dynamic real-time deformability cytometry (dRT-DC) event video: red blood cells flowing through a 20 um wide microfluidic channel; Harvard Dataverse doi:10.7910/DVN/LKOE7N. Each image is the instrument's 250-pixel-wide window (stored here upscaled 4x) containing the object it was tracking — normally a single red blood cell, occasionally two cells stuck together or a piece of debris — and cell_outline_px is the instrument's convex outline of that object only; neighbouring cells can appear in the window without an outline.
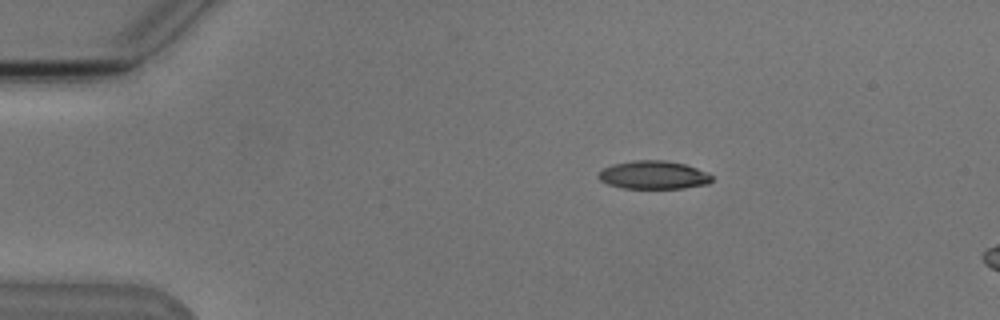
{"species": "Egyptian fruit bat (a non-hibernating species)", "species_latin": "Rousettus aegyptiacus", "temperature_condition": "cold", "stored_images_in_passage": 3, "camera_frame_rate_fps": 3000, "um_per_image_px": 0.085, "animal": {"sex": "male"}, "frame": {"image": 1, "passage_image": 1, "time_ms": 0.0, "image_size_px": [1000, 320], "cell_outline_px": [[712, 180], [708, 184], [684, 188], [624, 188], [608, 184], [600, 180], [596, 176], [604, 168], [612, 164], [632, 160], [664, 160], [684, 164], [708, 172], [712, 176]], "centroid_in_image_um": [55.55, 14.87], "position_along_channel_um": 29.5, "area_um2": 18.67}}